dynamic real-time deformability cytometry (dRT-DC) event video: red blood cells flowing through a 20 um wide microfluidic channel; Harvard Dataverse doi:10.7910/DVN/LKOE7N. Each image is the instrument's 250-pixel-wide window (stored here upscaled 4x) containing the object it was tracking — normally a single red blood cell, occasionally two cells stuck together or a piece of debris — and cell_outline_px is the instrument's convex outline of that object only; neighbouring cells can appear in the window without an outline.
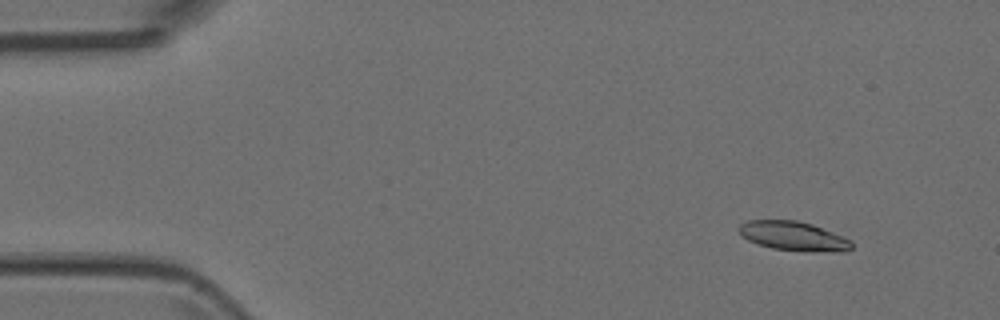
{"species": "Egyptian fruit bat (a non-hibernating species)", "species_latin": "Rousettus aegyptiacus", "temperature_condition": "room temperature", "stored_images_in_passage": 4, "camera_frame_rate_fps": 3000, "um_per_image_px": 0.085, "animal": {"sex": "female"}, "frame": {"image": 1, "passage_image": 2, "time_ms": 0.333, "image_size_px": [1000, 320], "cell_outline_px": [[852, 248], [848, 252], [836, 252], [772, 248], [756, 244], [748, 240], [736, 228], [740, 224], [748, 220], [796, 220], [812, 224], [852, 240]], "centroid_in_image_um": [67.45, 20.05], "position_along_channel_um": 17.6, "area_um2": 19.02}}